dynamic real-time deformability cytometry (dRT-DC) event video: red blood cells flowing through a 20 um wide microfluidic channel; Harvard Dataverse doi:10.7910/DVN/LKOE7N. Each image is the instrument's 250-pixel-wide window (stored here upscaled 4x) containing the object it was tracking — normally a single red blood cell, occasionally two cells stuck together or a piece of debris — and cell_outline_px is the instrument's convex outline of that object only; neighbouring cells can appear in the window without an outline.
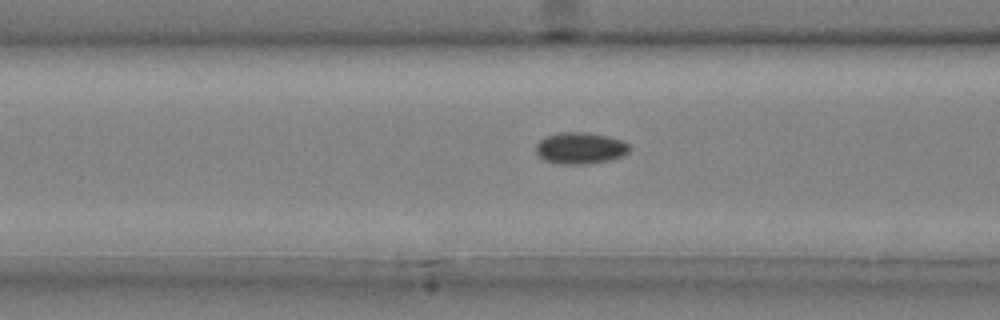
{"species": "common noctule bat (a hibernating species)", "species_latin": "Nyctalus noctula", "temperature_condition": "cold", "stored_images_in_passage": 47, "camera_frame_rate_fps": 3000, "um_per_image_px": 0.085, "animal": {"sex": "male", "body_mass_g": 20.4}, "frame": {"image": 1, "passage_image": 20, "time_ms": 6.333, "image_size_px": [1000, 320], "cell_outline_px": [[628, 152], [612, 160], [584, 164], [556, 164], [544, 160], [536, 152], [536, 144], [540, 140], [548, 136], [560, 132], [584, 132], [608, 136], [624, 140], [628, 144]], "centroid_in_image_um": [49.32, 12.59], "position_along_channel_um": 117.3, "area_um2": 17.17}}
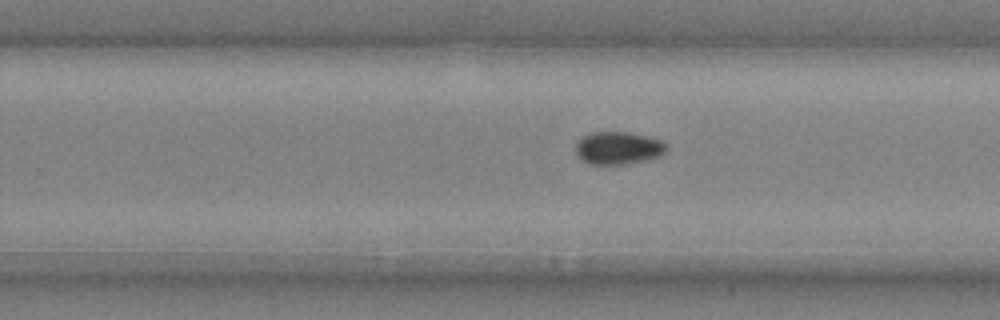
{"frame": {"image": 2, "passage_image": 32, "time_ms": 10.333, "image_size_px": [1000, 320], "cell_outline_px": [[668, 152], [660, 156], [648, 160], [628, 164], [588, 164], [580, 160], [576, 152], [576, 144], [584, 136], [592, 132], [628, 132], [660, 140], [668, 148]], "centroid_in_image_um": [52.56, 12.6], "position_along_channel_um": 277.2, "area_um2": 17.34}}
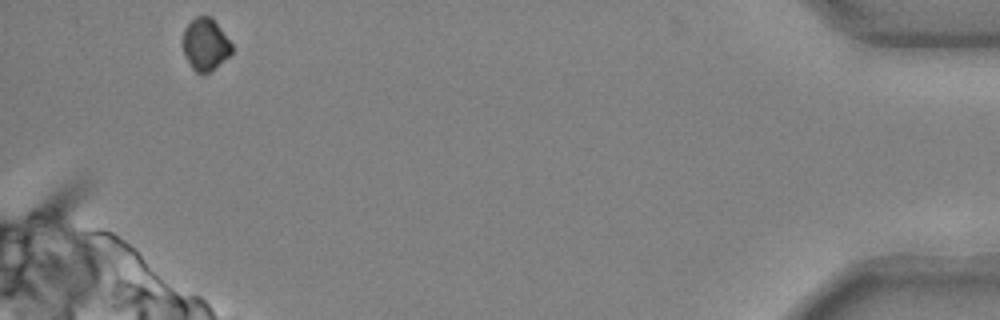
{"frame": {"image": 3, "passage_image": 47, "time_ms": 15.333, "image_size_px": [1000, 320], "cell_outline_px": [[232, 52], [228, 56], [208, 72], [196, 72], [192, 68], [184, 56], [180, 44], [180, 40], [184, 28], [196, 16], [212, 16], [232, 44]], "centroid_in_image_um": [17.39, 3.73], "position_along_channel_um": 417.8, "area_um2": 15.03}, "authors_computed_cell_mechanics": {"area_um2": 16.7042, "velocity_mm_per_s": 4.0045, "shape_relaxation_time_tau1_ms": 7.9583, "shape_relaxation_time_tau2_ms": null, "deformation_change_tau1": 0.0453, "deformation_change_tau2": null}}